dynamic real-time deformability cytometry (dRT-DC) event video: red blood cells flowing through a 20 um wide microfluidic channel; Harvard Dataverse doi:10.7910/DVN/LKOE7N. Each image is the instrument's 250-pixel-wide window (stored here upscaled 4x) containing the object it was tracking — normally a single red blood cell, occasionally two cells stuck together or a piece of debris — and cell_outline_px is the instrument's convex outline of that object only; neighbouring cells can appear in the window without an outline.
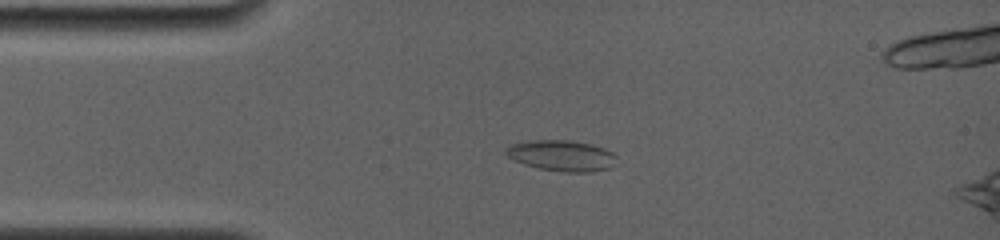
{"species": "common noctule bat (a hibernating species)", "species_latin": "Nyctalus noctula", "temperature_condition": "room temperature", "stored_images_in_passage": 43, "camera_frame_rate_fps": 4000, "um_per_image_px": 0.085, "animal": {"sex": "female", "body_mass_g": 19.0, "forearm_length_mm": 56.7}, "frame": {"image": 1, "passage_image": 1, "time_ms": 0.0, "image_size_px": [1000, 240], "cell_outline_px": [[616, 156], [608, 168], [592, 172], [560, 172], [540, 168], [524, 164], [508, 156], [504, 152], [504, 148], [508, 144], [532, 140], [568, 140], [592, 144], [604, 148], [612, 152]], "centroid_in_image_um": [47.69, 13.21], "position_along_channel_um": 37.3, "area_um2": 19.83}}
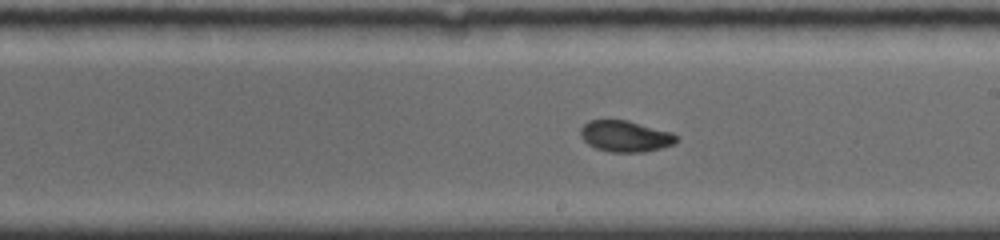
{"frame": {"image": 2, "passage_image": 24, "time_ms": 5.75, "image_size_px": [1000, 240], "cell_outline_px": [[680, 136], [676, 144], [644, 152], [612, 152], [596, 148], [588, 144], [580, 136], [580, 128], [588, 120], [628, 120], [672, 132]], "centroid_in_image_um": [53.18, 11.57], "position_along_channel_um": 235.8, "area_um2": 17.63}}
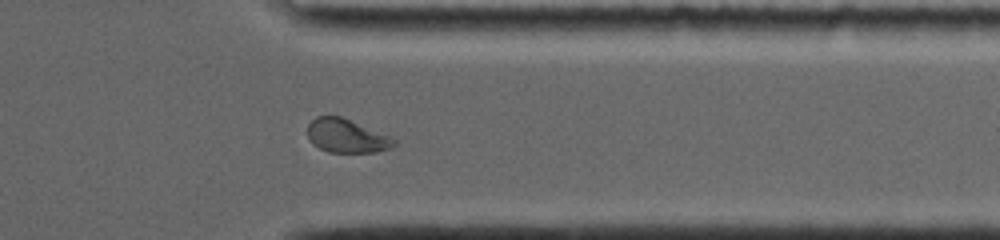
{"frame": {"image": 3, "passage_image": 39, "time_ms": 9.5, "image_size_px": [1000, 240], "cell_outline_px": [[396, 144], [388, 148], [376, 152], [328, 152], [312, 144], [308, 136], [308, 124], [316, 116], [340, 116], [388, 136], [396, 140]], "centroid_in_image_um": [29.41, 11.56], "position_along_channel_um": 382.0, "area_um2": 16.59}, "authors_computed_cell_mechanics": {"area_um2": 18.0336, "velocity_mm_per_s": 3.8741, "shape_relaxation_time_tau1_ms": 6.8166, "shape_relaxation_time_tau2_ms": 2.5531, "deformation_change_tau1": 0.1698, "deformation_change_tau2": 0.0537}}